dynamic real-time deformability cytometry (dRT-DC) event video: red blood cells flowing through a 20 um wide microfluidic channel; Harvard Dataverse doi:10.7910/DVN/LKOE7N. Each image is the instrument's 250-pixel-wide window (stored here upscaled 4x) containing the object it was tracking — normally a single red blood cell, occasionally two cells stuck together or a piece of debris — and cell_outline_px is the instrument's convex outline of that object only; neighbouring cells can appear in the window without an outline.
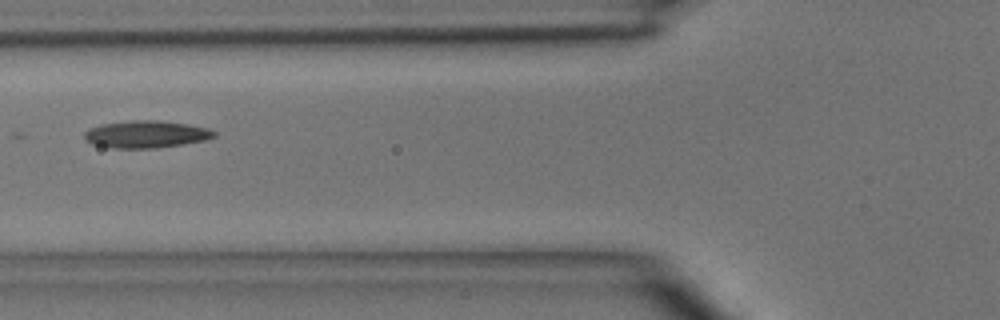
{"species": "common noctule bat (a hibernating species)", "species_latin": "Nyctalus noctula", "temperature_condition": "room temperature", "stored_images_in_passage": 4, "camera_frame_rate_fps": 3000, "um_per_image_px": 0.085, "animal": {"sex": "male", "body_mass_g": 15.6}, "frame": {"image": 1, "passage_image": 4, "time_ms": 4.333, "image_size_px": [1000, 320], "cell_outline_px": [[216, 136], [204, 140], [180, 144], [152, 148], [112, 148], [92, 144], [84, 140], [84, 132], [88, 128], [100, 124], [132, 120], [160, 120], [188, 124], [208, 128], [216, 132]], "centroid_in_image_um": [12.37, 11.4], "position_along_channel_um": 113.4, "area_um2": 20.63}}